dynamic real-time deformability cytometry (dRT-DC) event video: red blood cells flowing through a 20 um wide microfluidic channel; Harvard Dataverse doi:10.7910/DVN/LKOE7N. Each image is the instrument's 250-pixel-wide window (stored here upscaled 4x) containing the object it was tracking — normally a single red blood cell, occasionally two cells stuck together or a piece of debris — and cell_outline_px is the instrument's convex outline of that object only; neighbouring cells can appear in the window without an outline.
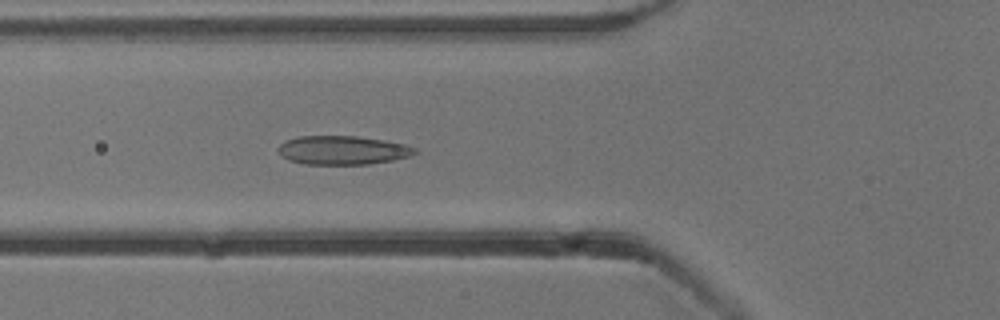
{"species": "common noctule bat (a hibernating species)", "species_latin": "Nyctalus noctula", "temperature_condition": "cold", "stored_images_in_passage": 37, "camera_frame_rate_fps": 3000, "um_per_image_px": 0.085, "animal": {"sex": "male", "body_mass_g": 13.3}, "frame": {"image": 1, "passage_image": 3, "time_ms": 0.667, "image_size_px": [1000, 320], "cell_outline_px": [[416, 152], [408, 156], [392, 160], [368, 164], [304, 164], [288, 160], [276, 148], [284, 140], [300, 136], [356, 136], [384, 140], [404, 144], [416, 148]], "centroid_in_image_um": [29.09, 12.76], "position_along_channel_um": 96.7, "area_um2": 22.77}}
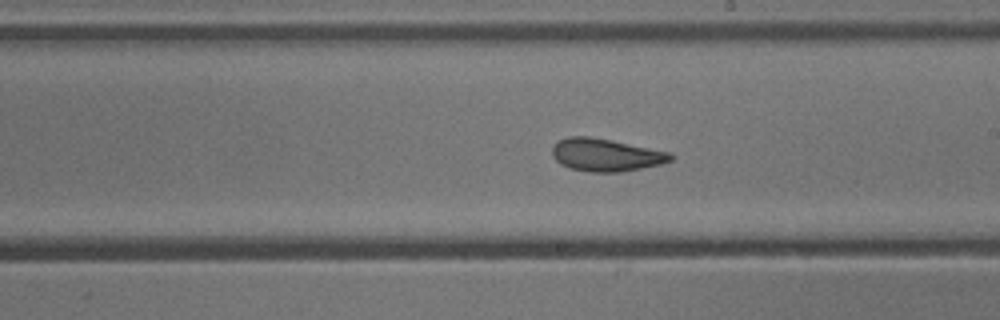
{"frame": {"image": 2, "passage_image": 14, "time_ms": 4.333, "image_size_px": [1000, 320], "cell_outline_px": [[676, 156], [672, 160], [660, 164], [620, 172], [592, 172], [572, 168], [560, 164], [552, 156], [552, 144], [556, 140], [568, 136], [588, 136], [612, 140], [672, 152]], "centroid_in_image_um": [51.49, 13.15], "position_along_channel_um": 237.5, "area_um2": 22.77}}
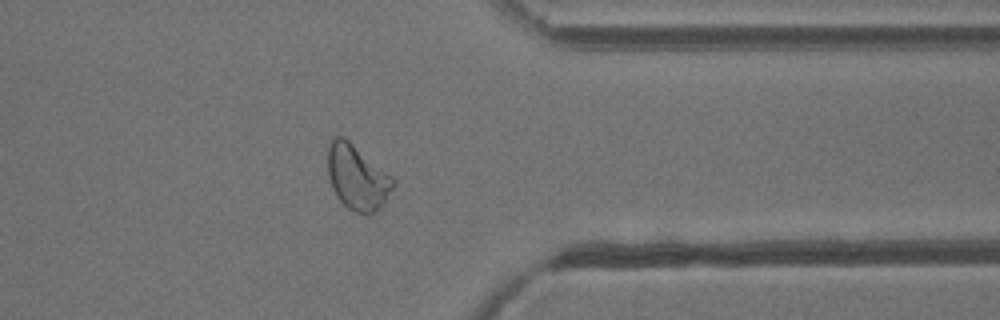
{"frame": {"image": 3, "passage_image": 26, "time_ms": 8.333, "image_size_px": [1000, 320], "cell_outline_px": [[396, 180], [384, 204], [372, 212], [356, 212], [348, 208], [336, 196], [332, 188], [328, 176], [328, 144], [336, 136], [344, 136], [392, 176]], "centroid_in_image_um": [30.35, 15.04], "position_along_channel_um": 381.1, "area_um2": 24.45}, "authors_computed_cell_mechanics": {"area_um2": 22.7732, "velocity_mm_per_s": 3.8185, "shape_relaxation_time_tau1_ms": 5.2581, "shape_relaxation_time_tau2_ms": 1.575, "deformation_change_tau1": 0.1364, "deformation_change_tau2": 0.0748}}